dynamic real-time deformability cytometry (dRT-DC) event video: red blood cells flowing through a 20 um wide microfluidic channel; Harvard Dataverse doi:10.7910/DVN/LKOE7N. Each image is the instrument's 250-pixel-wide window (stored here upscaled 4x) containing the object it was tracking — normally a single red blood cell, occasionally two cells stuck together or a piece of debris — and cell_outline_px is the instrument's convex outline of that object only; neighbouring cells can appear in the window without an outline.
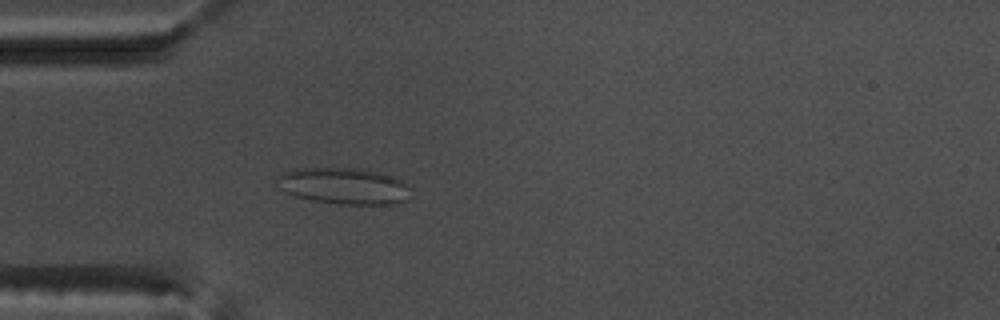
{"species": "common noctule bat (a hibernating species)", "species_latin": "Nyctalus noctula", "temperature_condition": "warm", "stored_images_in_passage": 53, "camera_frame_rate_fps": 3000, "um_per_image_px": 0.085, "animal": {"sex": "male", "body_mass_g": 17.5, "forearm_length_mm": 52.3}, "frame": {"image": 1, "passage_image": 15, "time_ms": 4.667, "image_size_px": [1000, 320], "cell_outline_px": [[408, 184], [404, 200], [392, 204], [340, 204], [312, 200], [296, 196], [284, 192], [280, 188], [276, 180], [284, 172], [296, 168], [352, 168], [380, 172], [404, 180]], "centroid_in_image_um": [29.19, 15.8], "position_along_channel_um": 55.8, "area_um2": 28.03}}
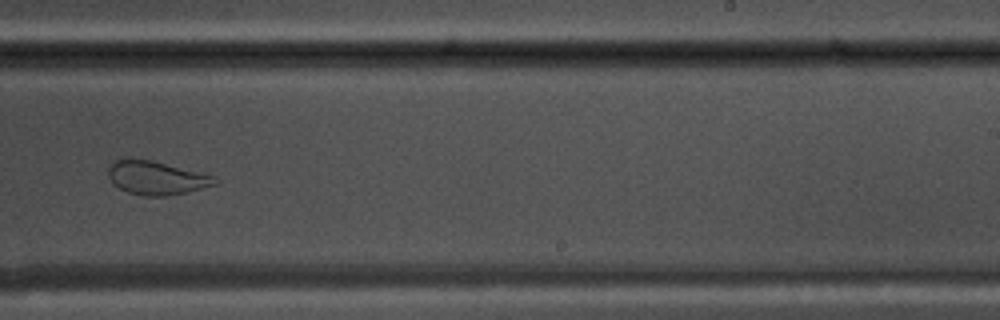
{"frame": {"image": 2, "passage_image": 33, "time_ms": 10.667, "image_size_px": [1000, 320], "cell_outline_px": [[220, 180], [216, 184], [168, 196], [144, 196], [128, 192], [112, 184], [108, 176], [108, 164], [116, 160], [128, 156], [152, 160], [212, 176]], "centroid_in_image_um": [13.19, 15.09], "position_along_channel_um": 275.8, "area_um2": 20.92}}
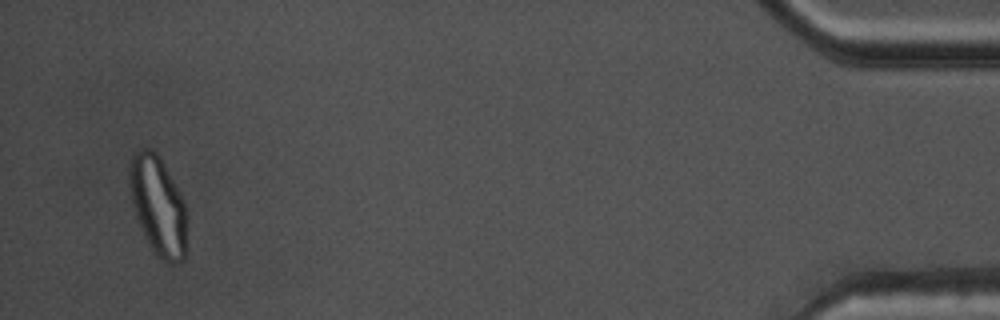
{"frame": {"image": 3, "passage_image": 51, "time_ms": 16.667, "image_size_px": [1000, 320], "cell_outline_px": [[184, 260], [176, 264], [168, 264], [156, 256], [152, 252], [144, 236], [136, 216], [132, 204], [128, 184], [128, 172], [132, 152], [140, 148], [152, 148], [160, 156], [184, 204]], "centroid_in_image_um": [13.35, 17.46], "position_along_channel_um": 421.8, "area_um2": 32.95}}